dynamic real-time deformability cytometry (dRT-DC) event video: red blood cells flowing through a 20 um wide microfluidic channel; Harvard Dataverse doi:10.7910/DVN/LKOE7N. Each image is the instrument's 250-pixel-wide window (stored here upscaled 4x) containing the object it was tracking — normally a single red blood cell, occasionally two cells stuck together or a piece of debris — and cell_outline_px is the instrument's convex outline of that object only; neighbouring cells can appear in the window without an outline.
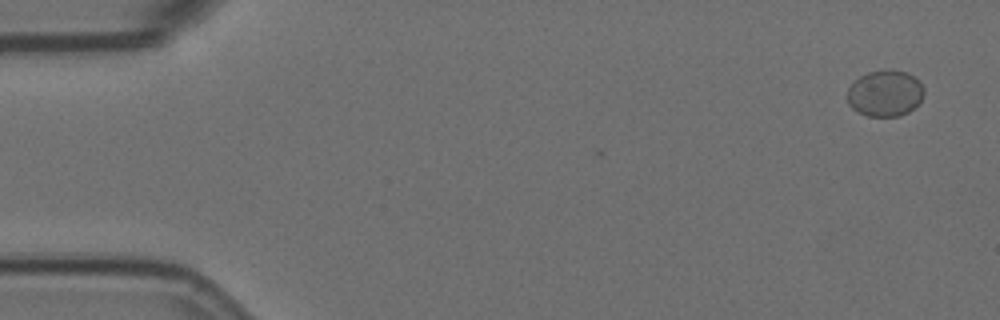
{"species": "Egyptian fruit bat (a non-hibernating species)", "species_latin": "Rousettus aegyptiacus", "temperature_condition": "room temperature", "stored_images_in_passage": 3, "segment_of_instrument_passage": [2, 2], "camera_frame_rate_fps": 3000, "um_per_image_px": 0.085, "animal": {"sex": "female"}, "frame": {"image": 1, "passage_image": 3, "time_ms": 0.667, "image_size_px": [1000, 320], "cell_outline_px": [[924, 96], [908, 112], [900, 116], [868, 116], [856, 112], [848, 104], [848, 88], [860, 76], [868, 72], [888, 68], [892, 68], [908, 72], [924, 88]], "centroid_in_image_um": [75.22, 7.92], "position_along_channel_um": 9.8, "area_um2": 20.75}}